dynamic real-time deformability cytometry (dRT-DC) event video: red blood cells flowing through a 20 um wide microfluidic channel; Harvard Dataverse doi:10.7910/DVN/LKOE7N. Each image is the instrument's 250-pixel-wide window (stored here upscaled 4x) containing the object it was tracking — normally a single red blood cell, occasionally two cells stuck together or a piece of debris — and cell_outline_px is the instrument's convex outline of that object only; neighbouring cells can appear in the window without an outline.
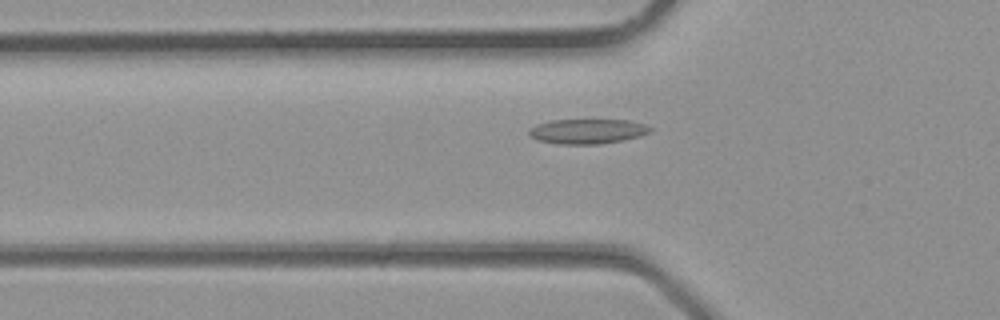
{"species": "common noctule bat (a hibernating species)", "species_latin": "Nyctalus noctula", "temperature_condition": "room temperature", "stored_images_in_passage": 25, "camera_frame_rate_fps": 3000, "um_per_image_px": 0.085, "animal": {"sex": "male", "body_mass_g": 23.1, "forearm_length_mm": 52.7}, "frame": {"image": 1, "passage_image": 4, "time_ms": 1.0, "image_size_px": [1000, 320], "cell_outline_px": [[652, 132], [640, 136], [624, 140], [600, 144], [556, 144], [536, 140], [528, 136], [528, 132], [536, 124], [552, 120], [628, 120], [644, 124], [652, 128]], "centroid_in_image_um": [49.92, 11.17], "position_along_channel_um": 75.9, "area_um2": 17.69}}
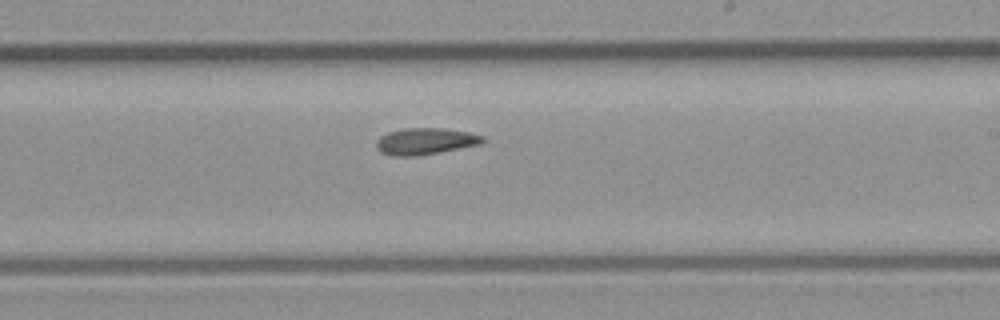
{"frame": {"image": 2, "passage_image": 13, "time_ms": 4.0, "image_size_px": [1000, 320], "cell_outline_px": [[484, 140], [480, 144], [420, 156], [392, 156], [380, 152], [376, 148], [376, 140], [380, 136], [388, 132], [404, 128], [444, 128], [468, 132], [484, 136]], "centroid_in_image_um": [36.11, 12.01], "position_along_channel_um": 252.9, "area_um2": 16.59}}
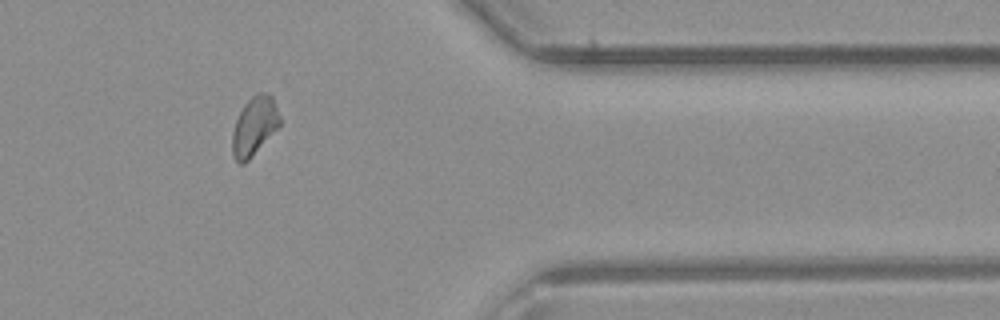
{"frame": {"image": 3, "passage_image": 21, "time_ms": 6.667, "image_size_px": [1000, 320], "cell_outline_px": [[280, 124], [252, 156], [244, 164], [240, 164], [232, 156], [232, 132], [236, 120], [244, 104], [256, 92], [268, 92], [272, 96], [280, 116]], "centroid_in_image_um": [21.6, 10.7], "position_along_channel_um": 389.8, "area_um2": 16.13}}